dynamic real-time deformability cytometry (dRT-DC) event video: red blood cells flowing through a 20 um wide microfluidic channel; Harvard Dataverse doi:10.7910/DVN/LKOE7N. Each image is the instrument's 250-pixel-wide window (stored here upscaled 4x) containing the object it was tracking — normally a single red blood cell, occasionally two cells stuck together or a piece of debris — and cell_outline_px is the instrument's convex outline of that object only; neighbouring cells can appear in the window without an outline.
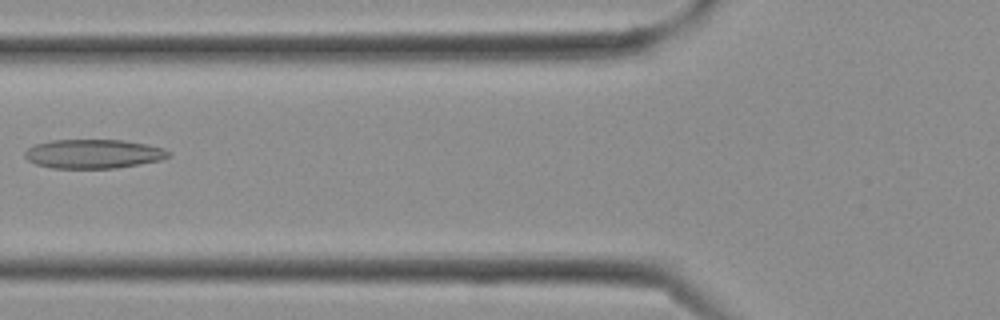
{"species": "Egyptian fruit bat (a non-hibernating species)", "species_latin": "Rousettus aegyptiacus", "temperature_condition": "cold", "stored_images_in_passage": 5, "camera_frame_rate_fps": 3000, "um_per_image_px": 0.085, "frame": {"image": 1, "passage_image": 4, "time_ms": 1.0, "image_size_px": [1000, 320], "cell_outline_px": [[172, 156], [160, 160], [116, 168], [52, 168], [36, 164], [28, 160], [24, 156], [24, 152], [28, 148], [36, 144], [52, 140], [120, 140], [144, 144], [164, 148], [172, 152]], "centroid_in_image_um": [7.95, 13.08], "position_along_channel_um": 117.9, "area_um2": 24.28}}